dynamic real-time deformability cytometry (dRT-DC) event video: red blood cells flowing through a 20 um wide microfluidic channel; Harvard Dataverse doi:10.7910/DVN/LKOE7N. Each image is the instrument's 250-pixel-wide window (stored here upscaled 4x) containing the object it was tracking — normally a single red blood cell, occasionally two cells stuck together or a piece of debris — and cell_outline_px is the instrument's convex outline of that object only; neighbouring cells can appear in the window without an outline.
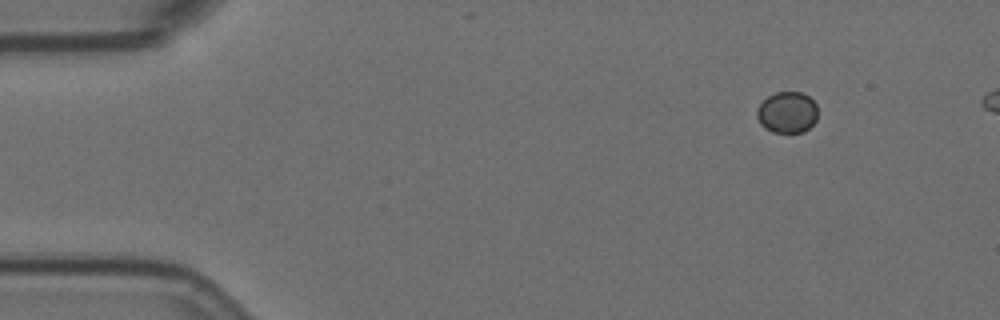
{"species": "Egyptian fruit bat (a non-hibernating species)", "species_latin": "Rousettus aegyptiacus", "temperature_condition": "room temperature", "stored_images_in_passage": 4, "camera_frame_rate_fps": 3000, "um_per_image_px": 0.085, "animal": {"sex": "female"}, "frame": {"image": 1, "passage_image": 1, "time_ms": 0.0, "image_size_px": [1000, 320], "cell_outline_px": [[816, 120], [804, 132], [772, 132], [764, 128], [760, 124], [756, 116], [756, 108], [768, 96], [776, 92], [800, 92], [808, 96], [816, 104]], "centroid_in_image_um": [66.88, 9.55], "position_along_channel_um": 18.1, "area_um2": 14.62}}